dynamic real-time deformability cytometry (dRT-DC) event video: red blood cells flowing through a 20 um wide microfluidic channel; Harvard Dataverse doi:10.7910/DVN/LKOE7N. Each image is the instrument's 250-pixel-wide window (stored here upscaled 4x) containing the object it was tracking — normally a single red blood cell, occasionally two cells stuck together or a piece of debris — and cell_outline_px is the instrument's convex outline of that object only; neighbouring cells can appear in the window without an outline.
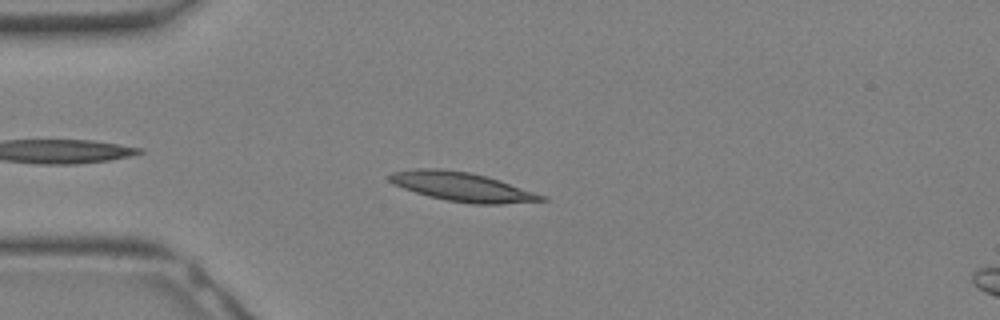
{"species": "Egyptian fruit bat (a non-hibernating species)", "species_latin": "Rousettus aegyptiacus", "temperature_condition": "warm", "stored_images_in_passage": 32, "camera_frame_rate_fps": 3000, "um_per_image_px": 0.085, "animal": {"sex": "female"}, "frame": {"image": 1, "passage_image": 8, "time_ms": 2.333, "image_size_px": [1000, 320], "cell_outline_px": [[548, 200], [500, 204], [472, 204], [448, 200], [428, 196], [392, 184], [388, 180], [388, 176], [392, 172], [416, 168], [440, 168], [468, 172], [484, 176], [544, 196]], "centroid_in_image_um": [39.18, 15.87], "position_along_channel_um": 45.8, "area_um2": 25.14}}
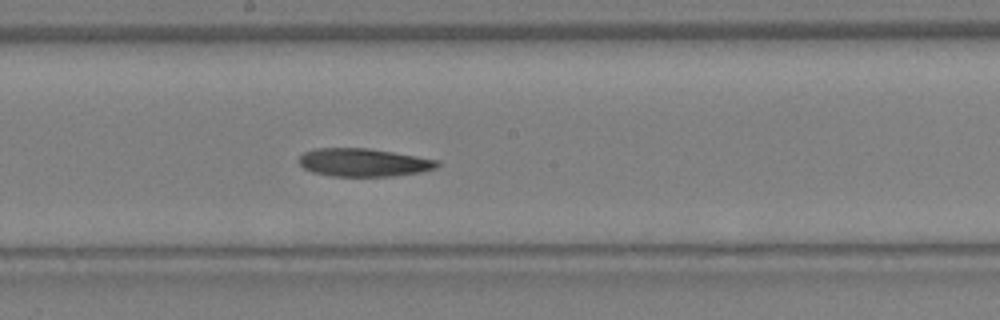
{"frame": {"image": 2, "passage_image": 17, "time_ms": 5.333, "image_size_px": [1000, 320], "cell_outline_px": [[440, 164], [436, 168], [416, 172], [392, 176], [332, 176], [312, 172], [304, 168], [300, 164], [300, 156], [304, 152], [316, 148], [368, 148], [440, 160]], "centroid_in_image_um": [30.89, 13.8], "position_along_channel_um": 217.3, "area_um2": 22.43}}
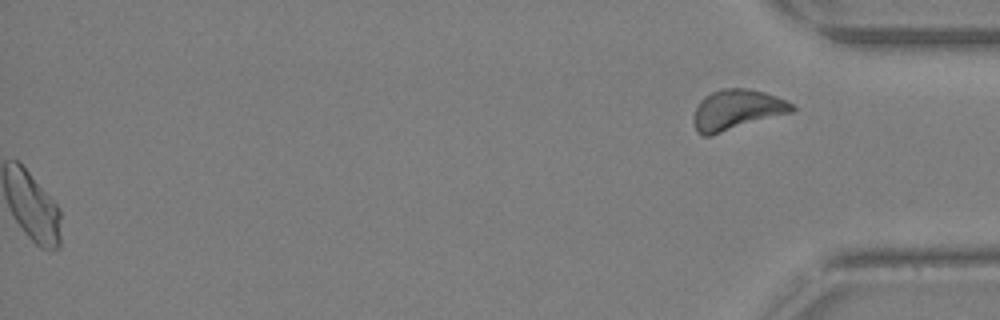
{"frame": {"image": 3, "passage_image": 32, "time_ms": 10.333, "image_size_px": [1000, 320], "cell_outline_px": [[796, 108], [792, 112], [708, 136], [704, 136], [696, 132], [692, 120], [696, 108], [700, 100], [704, 96], [720, 88], [748, 88], [764, 92], [776, 96], [796, 104]], "centroid_in_image_um": [62.62, 9.32], "position_along_channel_um": 372.6, "area_um2": 23.18}}